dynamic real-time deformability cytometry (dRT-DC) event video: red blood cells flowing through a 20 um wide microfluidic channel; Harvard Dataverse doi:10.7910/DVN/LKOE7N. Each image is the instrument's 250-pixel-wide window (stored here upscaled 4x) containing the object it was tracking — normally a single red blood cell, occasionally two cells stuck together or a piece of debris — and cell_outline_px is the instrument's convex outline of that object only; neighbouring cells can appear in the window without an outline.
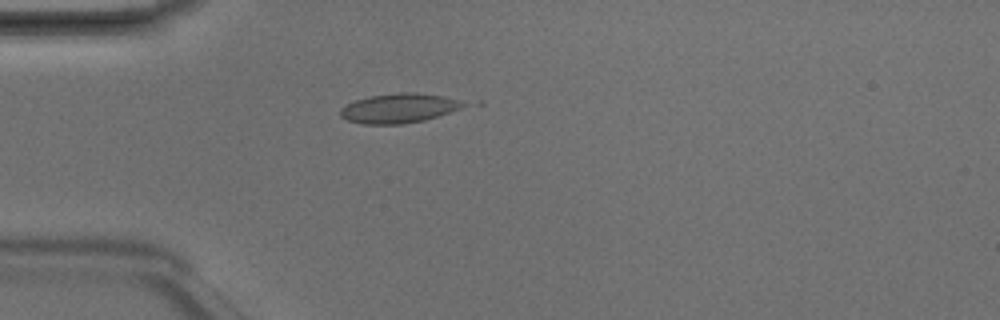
{"species": "Egyptian fruit bat (a non-hibernating species)", "species_latin": "Rousettus aegyptiacus", "temperature_condition": "room temperature", "stored_images_in_passage": 1, "camera_frame_rate_fps": 3000, "um_per_image_px": 0.085, "animal": {"sex": "male"}, "frame": {"image": 1, "passage_image": 1, "time_ms": 0.0, "image_size_px": [1000, 320], "cell_outline_px": [[464, 104], [460, 108], [424, 120], [400, 124], [364, 124], [348, 120], [340, 116], [340, 108], [356, 100], [372, 96], [400, 92], [416, 92], [440, 96], [456, 100]], "centroid_in_image_um": [33.83, 9.2], "position_along_channel_um": 51.2, "area_um2": 20.52}}